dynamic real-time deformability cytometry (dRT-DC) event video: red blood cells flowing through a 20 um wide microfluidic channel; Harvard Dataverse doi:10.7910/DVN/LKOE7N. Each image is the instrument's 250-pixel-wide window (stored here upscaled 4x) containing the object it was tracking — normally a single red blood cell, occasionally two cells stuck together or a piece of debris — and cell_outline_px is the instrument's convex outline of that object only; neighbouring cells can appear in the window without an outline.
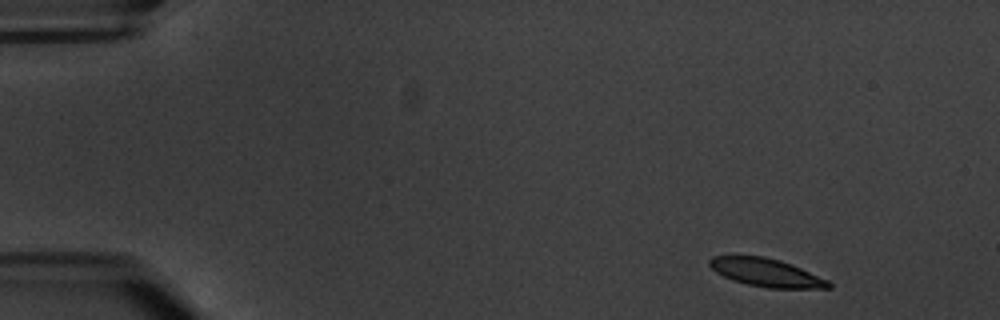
{"species": "common noctule bat (a hibernating species)", "species_latin": "Nyctalus noctula", "temperature_condition": "warm", "stored_images_in_passage": 6, "camera_frame_rate_fps": 3000, "um_per_image_px": 0.085, "animal": {"sex": "male", "body_mass_g": 20.1, "forearm_length_mm": 53.5}, "frame": {"image": 1, "passage_image": 1, "time_ms": 0.0, "image_size_px": [1000, 320], "cell_outline_px": [[832, 288], [768, 288], [748, 284], [732, 280], [716, 272], [708, 264], [708, 260], [712, 256], [764, 256], [780, 260], [792, 264], [828, 280], [832, 284]], "centroid_in_image_um": [65.13, 23.16], "position_along_channel_um": 19.9, "area_um2": 19.42}}
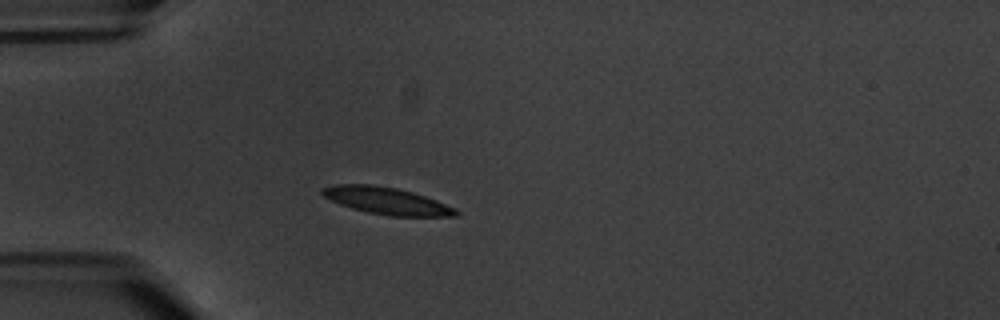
{"frame": {"image": 2, "passage_image": 4, "time_ms": 3.667, "image_size_px": [1000, 320], "cell_outline_px": [[460, 212], [456, 216], [388, 216], [368, 212], [352, 208], [340, 204], [324, 196], [320, 192], [320, 188], [336, 184], [372, 184], [396, 188], [412, 192], [436, 200], [456, 208]], "centroid_in_image_um": [32.86, 17.06], "position_along_channel_um": 52.1, "area_um2": 20.98}}